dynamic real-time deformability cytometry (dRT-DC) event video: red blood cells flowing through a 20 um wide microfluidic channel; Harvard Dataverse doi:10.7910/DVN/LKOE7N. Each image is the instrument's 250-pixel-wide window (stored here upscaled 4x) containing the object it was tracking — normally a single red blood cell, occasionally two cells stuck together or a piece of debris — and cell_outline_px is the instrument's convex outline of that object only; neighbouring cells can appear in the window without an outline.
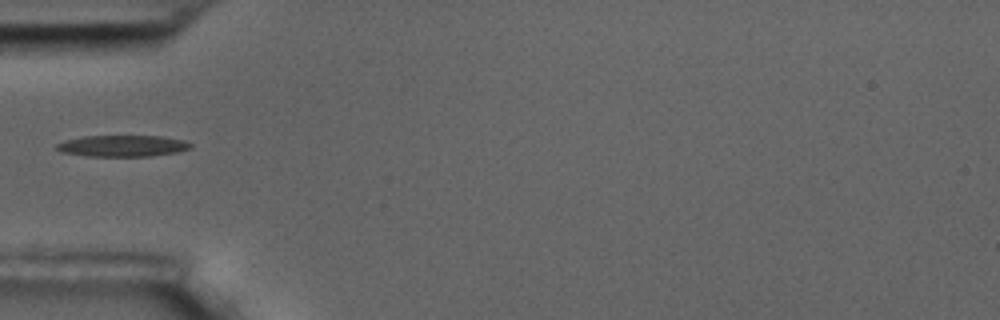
{"species": "common noctule bat (a hibernating species)", "species_latin": "Nyctalus noctula", "temperature_condition": "room temperature", "stored_images_in_passage": 6, "camera_frame_rate_fps": 3000, "um_per_image_px": 0.085, "animal": {"sex": "male", "body_mass_g": 17.5, "forearm_length_mm": 52.3}, "frame": {"image": 1, "passage_image": 1, "time_ms": 0.0, "image_size_px": [1000, 320], "cell_outline_px": [[192, 148], [176, 152], [152, 156], [88, 156], [60, 152], [56, 148], [56, 144], [64, 140], [80, 136], [160, 136], [184, 140], [192, 144]], "centroid_in_image_um": [10.39, 12.4], "position_along_channel_um": 74.6, "area_um2": 16.76}}
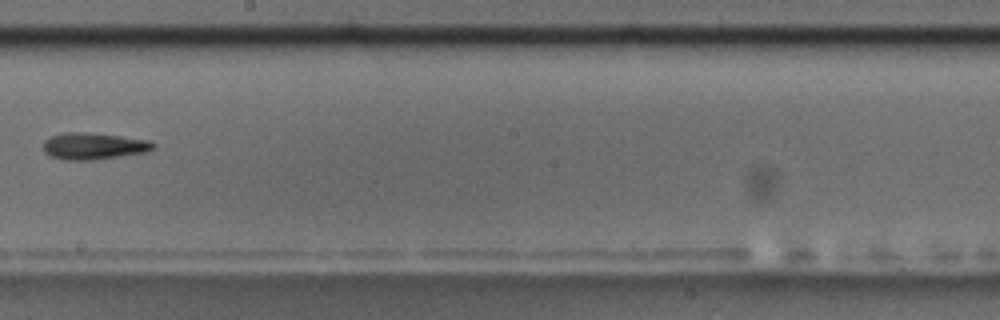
{"frame": {"image": 2, "passage_image": 5, "time_ms": 1.333, "image_size_px": [1000, 320], "cell_outline_px": [[156, 148], [148, 152], [96, 160], [60, 160], [48, 156], [44, 152], [44, 140], [52, 136], [64, 132], [84, 132], [120, 136], [148, 140], [156, 144]], "centroid_in_image_um": [7.96, 12.43], "position_along_channel_um": 240.2, "area_um2": 17.4}}
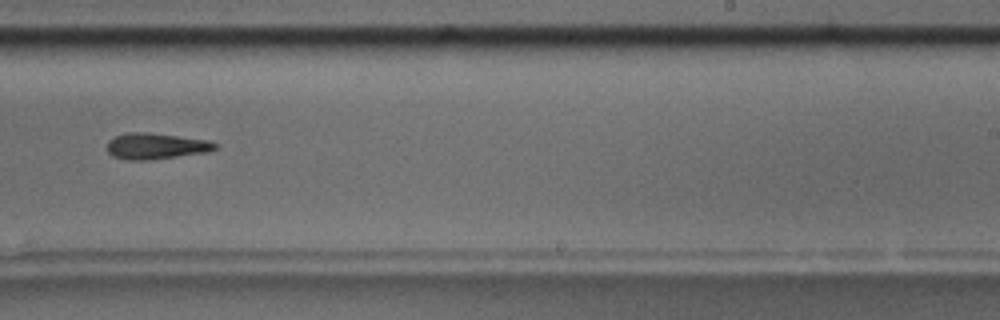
{"frame": {"image": 3, "passage_image": 6, "time_ms": 1.667, "image_size_px": [1000, 320], "cell_outline_px": [[216, 148], [204, 152], [148, 160], [128, 160], [112, 156], [108, 152], [108, 140], [124, 132], [148, 132], [208, 140], [216, 144]], "centroid_in_image_um": [13.18, 12.41], "position_along_channel_um": 275.8, "area_um2": 16.18}}